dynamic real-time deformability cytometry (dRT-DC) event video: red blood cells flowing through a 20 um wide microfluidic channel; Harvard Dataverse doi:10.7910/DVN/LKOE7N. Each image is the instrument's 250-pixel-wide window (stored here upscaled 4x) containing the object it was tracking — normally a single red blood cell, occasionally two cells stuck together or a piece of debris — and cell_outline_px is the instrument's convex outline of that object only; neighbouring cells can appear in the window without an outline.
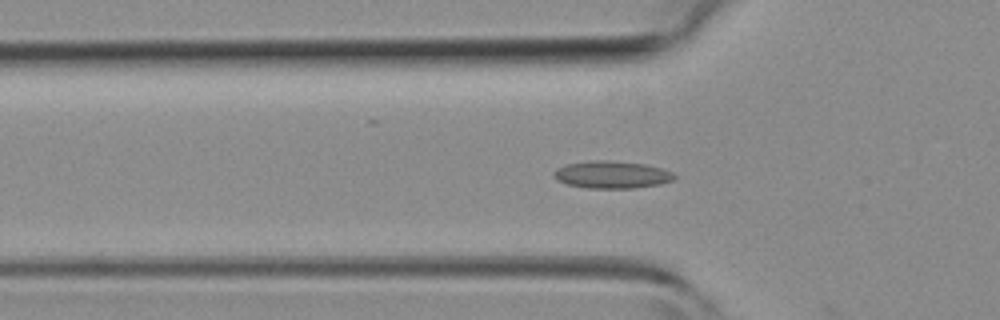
{"species": "common noctule bat (a hibernating species)", "species_latin": "Nyctalus noctula", "temperature_condition": "room temperature", "stored_images_in_passage": 44, "camera_frame_rate_fps": 3000, "um_per_image_px": 0.085, "animal": {"sex": "female", "body_mass_g": 19.3, "forearm_length_mm": 54.1}, "frame": {"image": 1, "passage_image": 13, "time_ms": 4.0, "image_size_px": [1000, 320], "cell_outline_px": [[676, 180], [660, 184], [636, 188], [588, 188], [568, 184], [556, 180], [552, 176], [552, 172], [556, 168], [568, 164], [592, 160], [608, 160], [644, 164], [660, 168], [672, 172], [676, 176]], "centroid_in_image_um": [52.0, 14.85], "position_along_channel_um": 73.8, "area_um2": 19.31}}
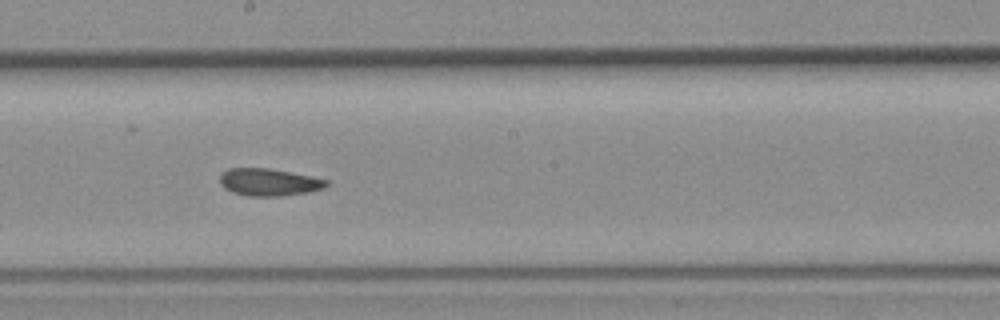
{"frame": {"image": 2, "passage_image": 23, "time_ms": 7.333, "image_size_px": [1000, 320], "cell_outline_px": [[328, 184], [324, 188], [308, 192], [280, 196], [248, 196], [232, 192], [224, 188], [220, 184], [220, 176], [228, 168], [268, 168], [312, 176], [328, 180]], "centroid_in_image_um": [22.85, 15.48], "position_along_channel_um": 225.3, "area_um2": 16.94}}
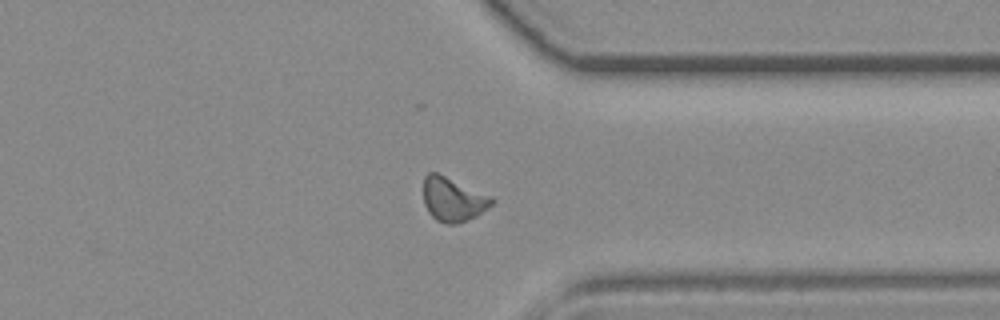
{"frame": {"image": 3, "passage_image": 33, "time_ms": 10.667, "image_size_px": [1000, 320], "cell_outline_px": [[496, 200], [488, 208], [476, 216], [456, 224], [444, 224], [436, 220], [428, 212], [424, 204], [424, 176], [428, 172], [436, 172], [492, 196]], "centroid_in_image_um": [38.5, 16.95], "position_along_channel_um": 372.9, "area_um2": 17.57}}